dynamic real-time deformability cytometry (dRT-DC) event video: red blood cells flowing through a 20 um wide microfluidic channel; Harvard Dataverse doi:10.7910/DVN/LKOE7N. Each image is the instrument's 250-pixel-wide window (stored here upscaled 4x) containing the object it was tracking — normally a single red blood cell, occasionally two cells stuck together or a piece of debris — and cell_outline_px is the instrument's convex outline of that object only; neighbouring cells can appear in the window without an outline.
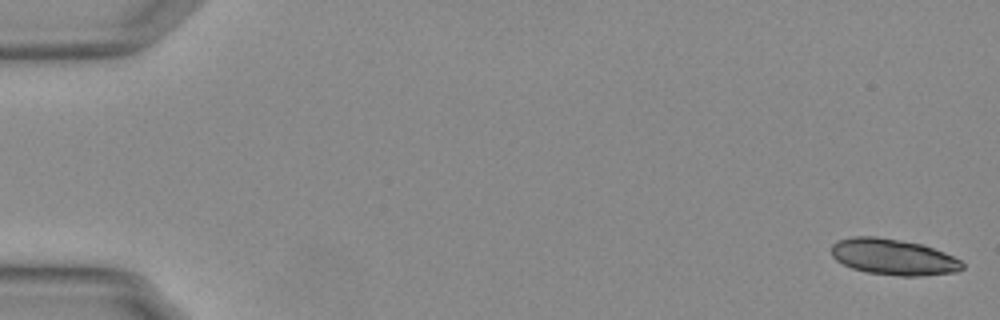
{"species": "Egyptian fruit bat (a non-hibernating species)", "species_latin": "Rousettus aegyptiacus", "temperature_condition": "warm", "stored_images_in_passage": 56, "segment_of_instrument_passage": [1, 2], "camera_frame_rate_fps": 3000, "um_per_image_px": 0.085, "animal": {"sex": "female"}, "frame": {"image": 1, "passage_image": 1, "time_ms": 0.0, "image_size_px": [1000, 320], "cell_outline_px": [[964, 268], [956, 272], [920, 276], [900, 276], [868, 272], [852, 268], [836, 260], [832, 256], [832, 244], [836, 240], [852, 236], [876, 236], [924, 244], [944, 252], [960, 260], [964, 264]], "centroid_in_image_um": [75.93, 21.83], "position_along_channel_um": 9.1, "area_um2": 27.63}}
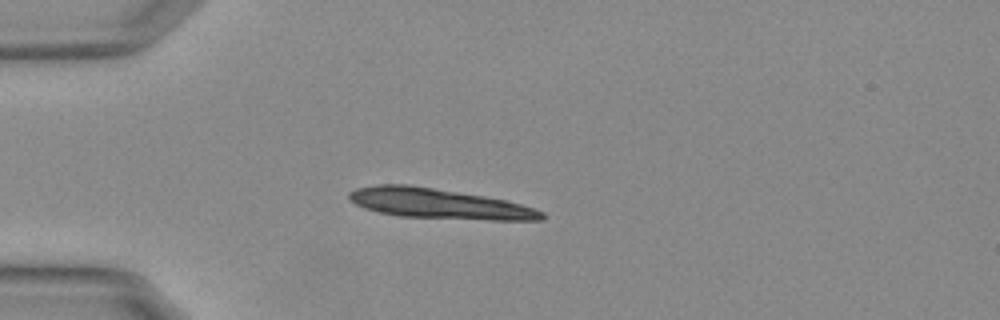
{"frame": {"image": 2, "passage_image": 15, "time_ms": 4.667, "image_size_px": [1000, 320], "cell_outline_px": [[544, 220], [492, 220], [400, 216], [380, 212], [364, 208], [348, 200], [348, 192], [356, 188], [376, 184], [408, 184], [484, 196], [504, 200], [520, 204], [544, 212]], "centroid_in_image_um": [37.26, 17.3], "position_along_channel_um": 47.7, "area_um2": 33.58}}